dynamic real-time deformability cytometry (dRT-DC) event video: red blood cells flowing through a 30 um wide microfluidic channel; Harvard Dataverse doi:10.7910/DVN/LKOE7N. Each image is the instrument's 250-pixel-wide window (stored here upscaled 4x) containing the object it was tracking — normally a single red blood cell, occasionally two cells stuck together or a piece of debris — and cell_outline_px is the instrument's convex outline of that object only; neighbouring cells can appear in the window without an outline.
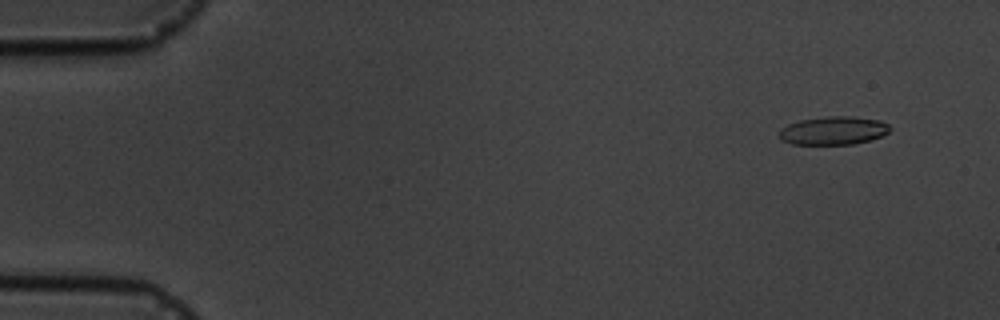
{"species": "common noctule bat (a hibernating species)", "species_latin": "Nyctalus noctula", "temperature_condition": "cold", "stored_images_in_passage": 5, "camera_frame_rate_fps": 3000, "um_per_image_px": 0.085, "animal": {"sex": "male", "body_mass_g": 19.5, "forearm_length_mm": 54.6}, "frame": {"image": 1, "passage_image": 1, "time_ms": 0.0, "image_size_px": [1000, 320], "cell_outline_px": [[892, 128], [888, 132], [872, 140], [852, 144], [792, 144], [780, 140], [780, 128], [788, 124], [800, 120], [824, 116], [852, 116], [880, 120], [888, 124]], "centroid_in_image_um": [70.84, 11.09], "position_along_channel_um": 14.2, "area_um2": 18.38}}
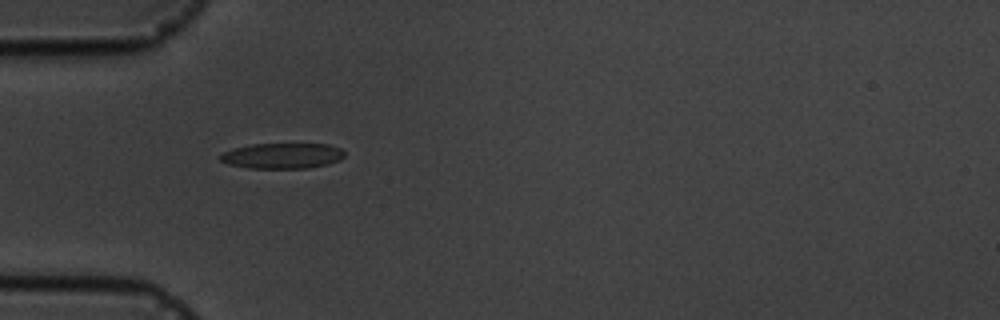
{"frame": {"image": 2, "passage_image": 4, "time_ms": 4.333, "image_size_px": [1000, 320], "cell_outline_px": [[344, 156], [340, 160], [328, 164], [308, 168], [248, 168], [228, 164], [220, 160], [220, 156], [224, 152], [232, 148], [252, 144], [328, 144], [340, 148], [344, 152]], "centroid_in_image_um": [24.0, 13.24], "position_along_channel_um": 61.0, "area_um2": 18.5}}
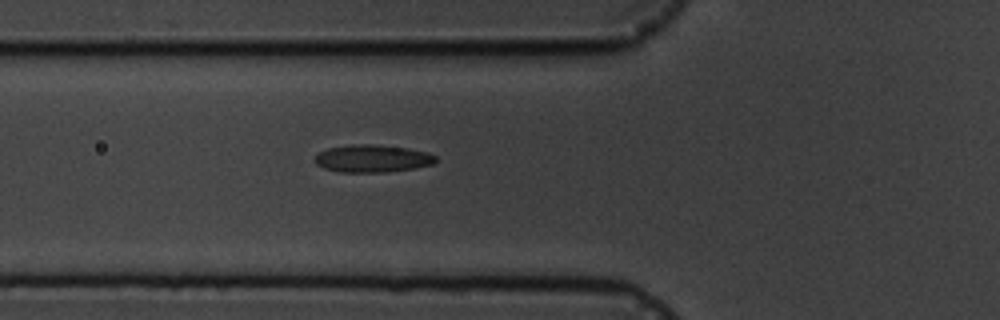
{"frame": {"image": 3, "passage_image": 5, "time_ms": 5.333, "image_size_px": [1000, 320], "cell_outline_px": [[436, 160], [432, 164], [412, 168], [388, 172], [340, 172], [324, 168], [316, 164], [312, 160], [320, 152], [328, 148], [352, 144], [372, 144], [408, 148], [428, 152], [436, 156]], "centroid_in_image_um": [31.63, 13.47], "position_along_channel_um": 94.2, "area_um2": 19.36}}